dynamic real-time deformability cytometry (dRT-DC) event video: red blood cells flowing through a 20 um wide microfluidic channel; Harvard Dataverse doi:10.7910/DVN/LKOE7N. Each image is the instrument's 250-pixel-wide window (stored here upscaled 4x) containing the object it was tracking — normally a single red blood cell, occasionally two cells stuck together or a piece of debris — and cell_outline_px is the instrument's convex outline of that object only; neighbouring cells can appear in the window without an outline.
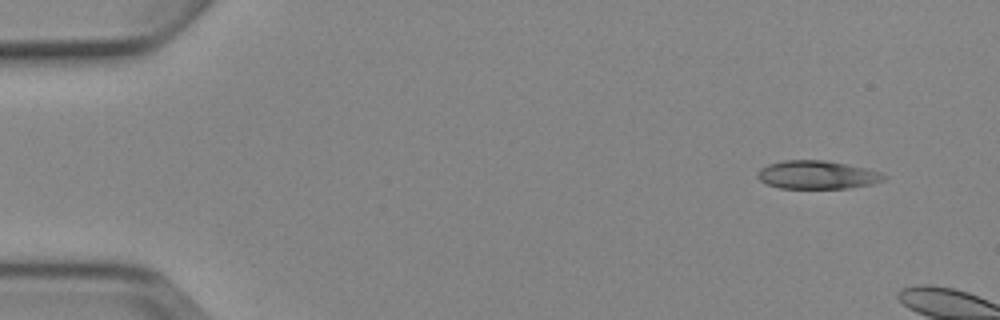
{"species": "Egyptian fruit bat (a non-hibernating species)", "species_latin": "Rousettus aegyptiacus", "temperature_condition": "cold", "stored_images_in_passage": 3, "camera_frame_rate_fps": 3000, "um_per_image_px": 0.085, "animal": {"sex": "female"}, "frame": {"image": 1, "passage_image": 1, "time_ms": 0.0, "image_size_px": [1000, 320], "cell_outline_px": [[888, 176], [884, 180], [872, 184], [848, 188], [780, 188], [768, 184], [760, 180], [756, 176], [756, 172], [760, 168], [768, 164], [784, 160], [824, 160], [848, 164], [880, 172]], "centroid_in_image_um": [69.45, 14.86], "position_along_channel_um": 15.6, "area_um2": 20.87}}